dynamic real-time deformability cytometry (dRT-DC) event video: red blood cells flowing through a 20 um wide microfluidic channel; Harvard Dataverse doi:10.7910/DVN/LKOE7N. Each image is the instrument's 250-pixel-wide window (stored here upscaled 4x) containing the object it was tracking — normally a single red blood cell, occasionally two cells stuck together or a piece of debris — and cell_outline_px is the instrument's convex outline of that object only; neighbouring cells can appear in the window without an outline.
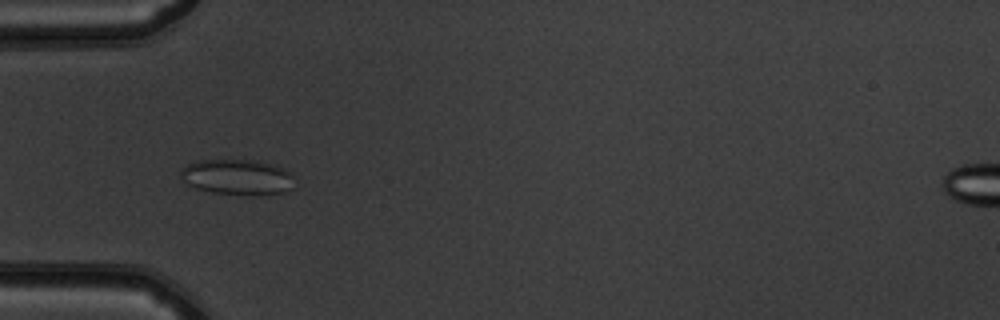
{"species": "common noctule bat (a hibernating species)", "species_latin": "Nyctalus noctula", "temperature_condition": "warm", "stored_images_in_passage": 36, "camera_frame_rate_fps": 3000, "um_per_image_px": 0.085, "animal": {"sex": "male", "body_mass_g": 19.5, "forearm_length_mm": 54.6}, "frame": {"image": 1, "passage_image": 1, "time_ms": 0.0, "image_size_px": [1000, 320], "cell_outline_px": [[292, 188], [284, 192], [260, 196], [252, 196], [212, 192], [196, 188], [184, 184], [180, 176], [180, 168], [196, 160], [260, 160], [276, 164], [292, 172]], "centroid_in_image_um": [20.17, 15.05], "position_along_channel_um": 64.8, "area_um2": 24.22}}
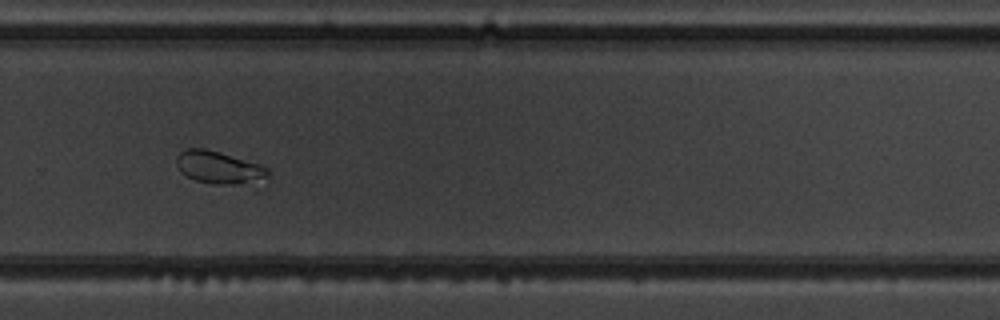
{"frame": {"image": 2, "passage_image": 20, "time_ms": 6.333, "image_size_px": [1000, 320], "cell_outline_px": [[268, 176], [256, 192], [212, 184], [196, 180], [180, 172], [176, 164], [176, 156], [180, 152], [188, 148], [204, 148], [220, 152], [260, 164], [268, 168]], "centroid_in_image_um": [18.81, 14.38], "position_along_channel_um": 311.0, "area_um2": 19.13}}
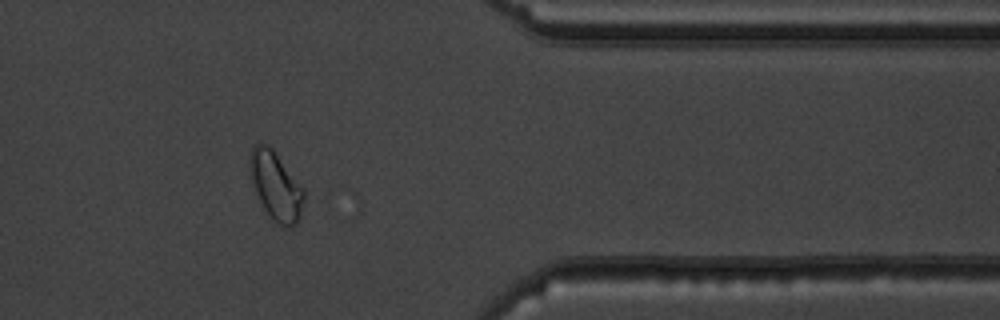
{"frame": {"image": 3, "passage_image": 27, "time_ms": 8.667, "image_size_px": [1000, 320], "cell_outline_px": [[304, 200], [300, 220], [296, 224], [288, 228], [276, 224], [272, 220], [264, 208], [256, 192], [252, 180], [248, 160], [252, 148], [256, 144], [268, 144], [272, 148], [304, 188]], "centroid_in_image_um": [23.47, 15.83], "position_along_channel_um": 387.9, "area_um2": 21.56}}